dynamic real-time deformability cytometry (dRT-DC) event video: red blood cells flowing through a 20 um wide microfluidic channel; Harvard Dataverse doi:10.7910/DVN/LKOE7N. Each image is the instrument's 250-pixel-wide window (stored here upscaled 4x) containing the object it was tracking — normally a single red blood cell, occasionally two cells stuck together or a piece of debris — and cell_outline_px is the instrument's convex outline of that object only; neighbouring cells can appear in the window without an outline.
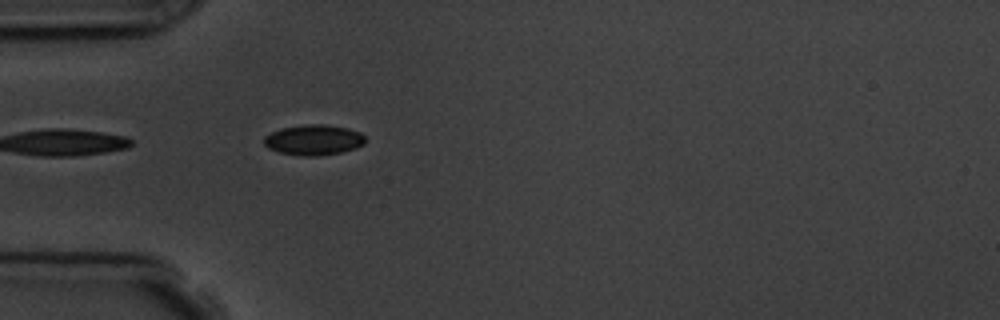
{"species": "common noctule bat (a hibernating species)", "species_latin": "Nyctalus noctula", "temperature_condition": "room temperature", "stored_images_in_passage": 1, "camera_frame_rate_fps": 3000, "um_per_image_px": 0.085, "animal": {"sex": "male", "body_mass_g": 19.5, "forearm_length_mm": 54.6}, "frame": {"image": 1, "passage_image": 1, "time_ms": 0.0, "image_size_px": [1000, 320], "cell_outline_px": [[364, 144], [356, 148], [340, 152], [320, 156], [300, 156], [280, 152], [268, 148], [264, 144], [264, 136], [280, 128], [304, 124], [324, 124], [348, 128], [360, 132], [364, 136]], "centroid_in_image_um": [26.65, 11.89], "position_along_channel_um": 58.4, "area_um2": 18.03}}